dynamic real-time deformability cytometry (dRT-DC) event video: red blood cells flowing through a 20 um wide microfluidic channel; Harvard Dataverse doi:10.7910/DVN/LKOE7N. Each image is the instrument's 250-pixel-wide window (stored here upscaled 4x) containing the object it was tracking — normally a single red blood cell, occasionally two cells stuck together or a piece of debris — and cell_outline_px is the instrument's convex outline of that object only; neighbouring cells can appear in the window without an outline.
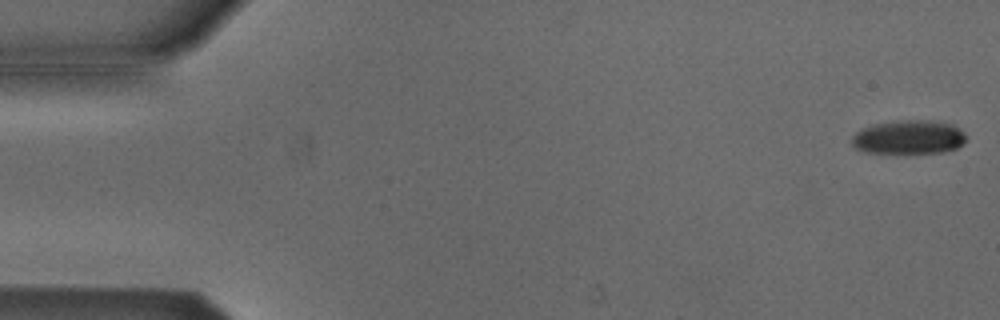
{"species": "Egyptian fruit bat (a non-hibernating species)", "species_latin": "Rousettus aegyptiacus", "temperature_condition": "cold", "stored_images_in_passage": 53, "camera_frame_rate_fps": 3000, "um_per_image_px": 0.085, "animal": {"sex": "male"}, "frame": {"image": 1, "passage_image": 1, "time_ms": 0.0, "image_size_px": [1000, 320], "cell_outline_px": [[964, 144], [956, 148], [940, 152], [864, 152], [856, 148], [852, 144], [852, 136], [856, 132], [872, 124], [900, 120], [928, 120], [952, 124], [964, 132]], "centroid_in_image_um": [77.23, 11.64], "position_along_channel_um": 7.8, "area_um2": 22.25}}
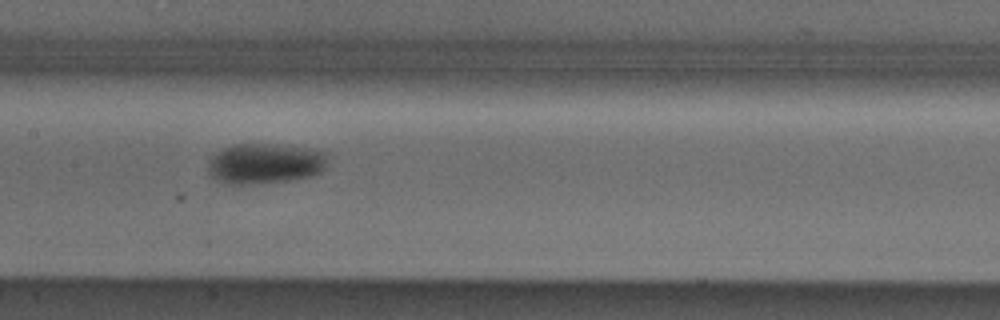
{"frame": {"image": 2, "passage_image": 26, "time_ms": 8.333, "image_size_px": [1000, 320], "cell_outline_px": [[324, 168], [320, 172], [312, 176], [292, 180], [252, 184], [224, 184], [216, 180], [208, 172], [208, 164], [212, 156], [216, 152], [232, 144], [268, 144], [308, 148], [324, 152]], "centroid_in_image_um": [22.46, 13.91], "position_along_channel_um": 184.9, "area_um2": 28.03}}
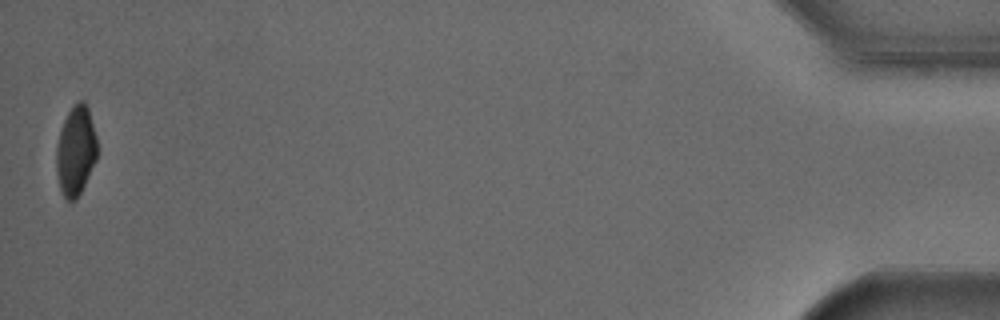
{"frame": {"image": 3, "passage_image": 53, "time_ms": 17.333, "image_size_px": [1000, 320], "cell_outline_px": [[96, 160], [76, 200], [68, 200], [64, 196], [60, 188], [56, 172], [56, 148], [60, 132], [64, 120], [68, 112], [80, 100], [84, 100], [88, 108], [96, 136]], "centroid_in_image_um": [6.43, 12.82], "position_along_channel_um": 428.8, "area_um2": 20.87}, "authors_computed_cell_mechanics": {"area_um2": 25.2008, "velocity_mm_per_s": 3.8175, "shape_relaxation_time_tau1_ms": 4.6548, "shape_relaxation_time_tau2_ms": null, "deformation_change_tau1": 0.1169, "deformation_change_tau2": null}}